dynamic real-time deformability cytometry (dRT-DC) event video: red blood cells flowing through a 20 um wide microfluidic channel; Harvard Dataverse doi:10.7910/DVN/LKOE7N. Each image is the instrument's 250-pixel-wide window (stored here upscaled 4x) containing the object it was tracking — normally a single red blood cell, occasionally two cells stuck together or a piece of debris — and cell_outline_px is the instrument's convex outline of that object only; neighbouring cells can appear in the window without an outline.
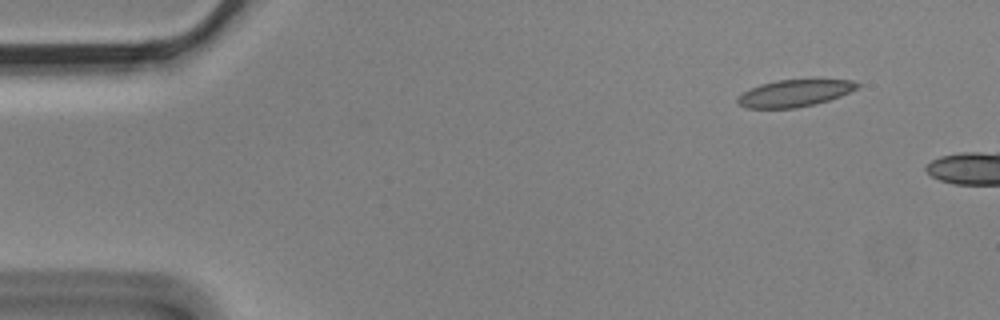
{"species": "Egyptian fruit bat (a non-hibernating species)", "species_latin": "Rousettus aegyptiacus", "temperature_condition": "cold", "stored_images_in_passage": 3, "camera_frame_rate_fps": 3000, "um_per_image_px": 0.085, "animal": {"sex": "male"}, "frame": {"image": 1, "passage_image": 1, "time_ms": 0.0, "image_size_px": [1000, 320], "cell_outline_px": [[860, 84], [856, 88], [840, 96], [816, 104], [796, 108], [748, 108], [740, 104], [736, 100], [736, 96], [760, 84], [776, 80], [852, 80]], "centroid_in_image_um": [67.5, 7.93], "position_along_channel_um": 17.5, "area_um2": 18.55}}